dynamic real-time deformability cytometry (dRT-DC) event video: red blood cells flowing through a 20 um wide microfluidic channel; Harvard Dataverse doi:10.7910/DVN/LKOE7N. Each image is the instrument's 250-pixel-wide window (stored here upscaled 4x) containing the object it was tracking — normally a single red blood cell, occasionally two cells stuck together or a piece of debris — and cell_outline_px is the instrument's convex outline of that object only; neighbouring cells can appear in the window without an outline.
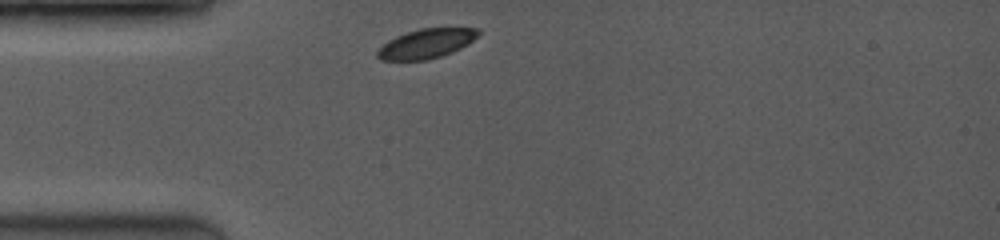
{"species": "common noctule bat (a hibernating species)", "species_latin": "Nyctalus noctula", "temperature_condition": "room temperature", "stored_images_in_passage": 35, "camera_frame_rate_fps": 3500, "um_per_image_px": 0.085, "animal": {"sex": "female", "body_mass_g": 19.0, "forearm_length_mm": 53.3}, "frame": {"image": 1, "passage_image": 1, "time_ms": 0.0, "image_size_px": [1000, 240], "cell_outline_px": [[480, 32], [468, 44], [452, 52], [440, 56], [424, 60], [380, 60], [376, 56], [376, 52], [388, 40], [396, 36], [420, 28], [480, 28]], "centroid_in_image_um": [36.22, 3.7], "position_along_channel_um": 48.8, "area_um2": 17.11}}
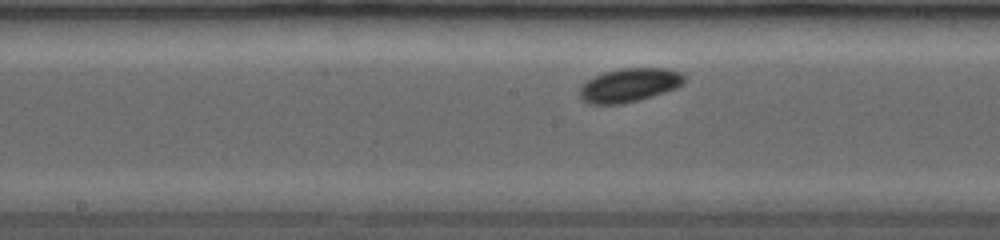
{"frame": {"image": 2, "passage_image": 15, "time_ms": 4.0, "image_size_px": [1000, 240], "cell_outline_px": [[684, 84], [676, 88], [652, 96], [620, 104], [588, 104], [580, 96], [580, 88], [588, 80], [604, 72], [620, 68], [668, 68], [680, 72], [684, 76]], "centroid_in_image_um": [53.52, 7.22], "position_along_channel_um": 194.7, "area_um2": 20.35}}
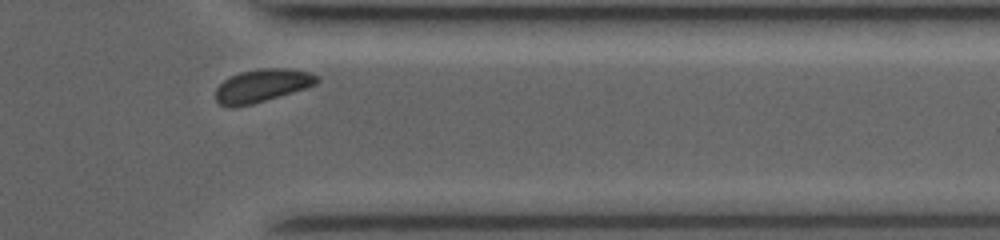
{"frame": {"image": 3, "passage_image": 32, "time_ms": 8.857, "image_size_px": [1000, 240], "cell_outline_px": [[320, 80], [316, 84], [292, 92], [252, 104], [232, 108], [220, 104], [216, 100], [216, 88], [224, 80], [240, 72], [260, 68], [288, 68], [312, 72], [320, 76]], "centroid_in_image_um": [22.3, 7.26], "position_along_channel_um": 389.1, "area_um2": 19.48}, "authors_computed_cell_mechanics": {"area_um2": 19.4786, "velocity_mm_per_s": 3.9782, "shape_relaxation_time_tau1_ms": 0.9931, "shape_relaxation_time_tau2_ms": null, "deformation_change_tau1": 0.0541, "deformation_change_tau2": null}}